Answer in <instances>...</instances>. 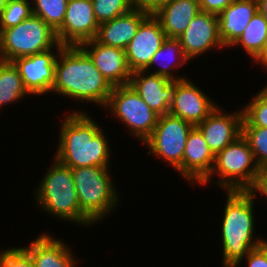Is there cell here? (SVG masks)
<instances>
[{"mask_svg":"<svg viewBox=\"0 0 267 267\" xmlns=\"http://www.w3.org/2000/svg\"><path fill=\"white\" fill-rule=\"evenodd\" d=\"M82 111H72L61 122L55 159L72 168H109L111 146L96 121Z\"/></svg>","mask_w":267,"mask_h":267,"instance_id":"1","label":"cell"},{"mask_svg":"<svg viewBox=\"0 0 267 267\" xmlns=\"http://www.w3.org/2000/svg\"><path fill=\"white\" fill-rule=\"evenodd\" d=\"M112 88L80 46H64L59 51L51 93L105 107Z\"/></svg>","mask_w":267,"mask_h":267,"instance_id":"2","label":"cell"},{"mask_svg":"<svg viewBox=\"0 0 267 267\" xmlns=\"http://www.w3.org/2000/svg\"><path fill=\"white\" fill-rule=\"evenodd\" d=\"M221 225L223 267H235L267 239L254 238V198L247 191H227Z\"/></svg>","mask_w":267,"mask_h":267,"instance_id":"3","label":"cell"},{"mask_svg":"<svg viewBox=\"0 0 267 267\" xmlns=\"http://www.w3.org/2000/svg\"><path fill=\"white\" fill-rule=\"evenodd\" d=\"M48 169L35 189L36 204L52 216L78 226L94 224L80 209L71 168L54 158Z\"/></svg>","mask_w":267,"mask_h":267,"instance_id":"4","label":"cell"},{"mask_svg":"<svg viewBox=\"0 0 267 267\" xmlns=\"http://www.w3.org/2000/svg\"><path fill=\"white\" fill-rule=\"evenodd\" d=\"M81 211L93 222H101L116 207L120 198L109 168H72Z\"/></svg>","mask_w":267,"mask_h":267,"instance_id":"5","label":"cell"},{"mask_svg":"<svg viewBox=\"0 0 267 267\" xmlns=\"http://www.w3.org/2000/svg\"><path fill=\"white\" fill-rule=\"evenodd\" d=\"M259 167L247 140L241 135L225 149L215 155L210 175L201 183L208 184L217 174L214 182L226 191H246L253 183Z\"/></svg>","mask_w":267,"mask_h":267,"instance_id":"6","label":"cell"},{"mask_svg":"<svg viewBox=\"0 0 267 267\" xmlns=\"http://www.w3.org/2000/svg\"><path fill=\"white\" fill-rule=\"evenodd\" d=\"M58 43L56 31L32 14L18 25L0 31V60L12 62L56 48Z\"/></svg>","mask_w":267,"mask_h":267,"instance_id":"7","label":"cell"},{"mask_svg":"<svg viewBox=\"0 0 267 267\" xmlns=\"http://www.w3.org/2000/svg\"><path fill=\"white\" fill-rule=\"evenodd\" d=\"M105 108L130 129V136L142 143L151 135L159 117L130 85L113 87Z\"/></svg>","mask_w":267,"mask_h":267,"instance_id":"8","label":"cell"},{"mask_svg":"<svg viewBox=\"0 0 267 267\" xmlns=\"http://www.w3.org/2000/svg\"><path fill=\"white\" fill-rule=\"evenodd\" d=\"M193 127L191 123L170 113L161 115L151 135L143 144L149 148L148 154L165 160L182 175L183 153Z\"/></svg>","mask_w":267,"mask_h":267,"instance_id":"9","label":"cell"},{"mask_svg":"<svg viewBox=\"0 0 267 267\" xmlns=\"http://www.w3.org/2000/svg\"><path fill=\"white\" fill-rule=\"evenodd\" d=\"M64 47L58 43L56 49L20 57L12 61L18 69L23 85L29 94L43 95L51 92L55 81V64L59 51ZM57 50V54L53 53Z\"/></svg>","mask_w":267,"mask_h":267,"instance_id":"10","label":"cell"},{"mask_svg":"<svg viewBox=\"0 0 267 267\" xmlns=\"http://www.w3.org/2000/svg\"><path fill=\"white\" fill-rule=\"evenodd\" d=\"M98 27L91 0H68L63 24L56 36L64 46H79L95 39Z\"/></svg>","mask_w":267,"mask_h":267,"instance_id":"11","label":"cell"},{"mask_svg":"<svg viewBox=\"0 0 267 267\" xmlns=\"http://www.w3.org/2000/svg\"><path fill=\"white\" fill-rule=\"evenodd\" d=\"M187 78L174 81V92L169 113L196 126L217 107L209 96Z\"/></svg>","mask_w":267,"mask_h":267,"instance_id":"12","label":"cell"},{"mask_svg":"<svg viewBox=\"0 0 267 267\" xmlns=\"http://www.w3.org/2000/svg\"><path fill=\"white\" fill-rule=\"evenodd\" d=\"M166 38L160 21L150 14L124 49L131 72L144 71Z\"/></svg>","mask_w":267,"mask_h":267,"instance_id":"13","label":"cell"},{"mask_svg":"<svg viewBox=\"0 0 267 267\" xmlns=\"http://www.w3.org/2000/svg\"><path fill=\"white\" fill-rule=\"evenodd\" d=\"M183 53L194 59L212 48H223L219 37L218 17L200 11L190 22L186 30L178 37Z\"/></svg>","mask_w":267,"mask_h":267,"instance_id":"14","label":"cell"},{"mask_svg":"<svg viewBox=\"0 0 267 267\" xmlns=\"http://www.w3.org/2000/svg\"><path fill=\"white\" fill-rule=\"evenodd\" d=\"M79 46L112 87L129 85L132 72L123 49L102 45L95 39L85 41Z\"/></svg>","mask_w":267,"mask_h":267,"instance_id":"15","label":"cell"},{"mask_svg":"<svg viewBox=\"0 0 267 267\" xmlns=\"http://www.w3.org/2000/svg\"><path fill=\"white\" fill-rule=\"evenodd\" d=\"M221 111L217 106L203 122L196 125L214 155L242 135V110L233 114Z\"/></svg>","mask_w":267,"mask_h":267,"instance_id":"16","label":"cell"},{"mask_svg":"<svg viewBox=\"0 0 267 267\" xmlns=\"http://www.w3.org/2000/svg\"><path fill=\"white\" fill-rule=\"evenodd\" d=\"M145 71L133 72L129 85L159 116L168 114L174 92V81Z\"/></svg>","mask_w":267,"mask_h":267,"instance_id":"17","label":"cell"},{"mask_svg":"<svg viewBox=\"0 0 267 267\" xmlns=\"http://www.w3.org/2000/svg\"><path fill=\"white\" fill-rule=\"evenodd\" d=\"M215 162V155L209 149L200 130L194 126L186 141L182 176L188 182L199 185L210 175Z\"/></svg>","mask_w":267,"mask_h":267,"instance_id":"18","label":"cell"},{"mask_svg":"<svg viewBox=\"0 0 267 267\" xmlns=\"http://www.w3.org/2000/svg\"><path fill=\"white\" fill-rule=\"evenodd\" d=\"M149 15L144 11L132 8L126 14L100 24L95 40L102 45L124 50L136 35L140 24Z\"/></svg>","mask_w":267,"mask_h":267,"instance_id":"19","label":"cell"},{"mask_svg":"<svg viewBox=\"0 0 267 267\" xmlns=\"http://www.w3.org/2000/svg\"><path fill=\"white\" fill-rule=\"evenodd\" d=\"M61 239L42 233L27 247H23L32 258L35 267H76L77 257Z\"/></svg>","mask_w":267,"mask_h":267,"instance_id":"20","label":"cell"},{"mask_svg":"<svg viewBox=\"0 0 267 267\" xmlns=\"http://www.w3.org/2000/svg\"><path fill=\"white\" fill-rule=\"evenodd\" d=\"M257 11V0H234L217 16L224 48L230 47L240 37Z\"/></svg>","mask_w":267,"mask_h":267,"instance_id":"21","label":"cell"},{"mask_svg":"<svg viewBox=\"0 0 267 267\" xmlns=\"http://www.w3.org/2000/svg\"><path fill=\"white\" fill-rule=\"evenodd\" d=\"M200 11L199 0H169L153 15L167 38H178Z\"/></svg>","mask_w":267,"mask_h":267,"instance_id":"22","label":"cell"},{"mask_svg":"<svg viewBox=\"0 0 267 267\" xmlns=\"http://www.w3.org/2000/svg\"><path fill=\"white\" fill-rule=\"evenodd\" d=\"M187 61L190 60L184 55L180 40L178 38H166L144 71L147 73L152 66L158 64L159 69L154 70L151 74L161 75L172 81H179L185 77H176L173 71L175 68L183 66L184 63H188Z\"/></svg>","mask_w":267,"mask_h":267,"instance_id":"23","label":"cell"},{"mask_svg":"<svg viewBox=\"0 0 267 267\" xmlns=\"http://www.w3.org/2000/svg\"><path fill=\"white\" fill-rule=\"evenodd\" d=\"M267 43V19L266 17L257 11L248 23L244 32L240 37L230 46L241 45L249 57L253 58V61L263 50Z\"/></svg>","mask_w":267,"mask_h":267,"instance_id":"24","label":"cell"},{"mask_svg":"<svg viewBox=\"0 0 267 267\" xmlns=\"http://www.w3.org/2000/svg\"><path fill=\"white\" fill-rule=\"evenodd\" d=\"M30 95L12 62L0 60V108ZM20 99V100H19Z\"/></svg>","mask_w":267,"mask_h":267,"instance_id":"25","label":"cell"},{"mask_svg":"<svg viewBox=\"0 0 267 267\" xmlns=\"http://www.w3.org/2000/svg\"><path fill=\"white\" fill-rule=\"evenodd\" d=\"M33 14L39 16L54 31L63 24L68 0H31Z\"/></svg>","mask_w":267,"mask_h":267,"instance_id":"26","label":"cell"},{"mask_svg":"<svg viewBox=\"0 0 267 267\" xmlns=\"http://www.w3.org/2000/svg\"><path fill=\"white\" fill-rule=\"evenodd\" d=\"M248 103L242 108V127L267 128V86L263 87Z\"/></svg>","mask_w":267,"mask_h":267,"instance_id":"27","label":"cell"},{"mask_svg":"<svg viewBox=\"0 0 267 267\" xmlns=\"http://www.w3.org/2000/svg\"><path fill=\"white\" fill-rule=\"evenodd\" d=\"M31 0H8L0 14V31L18 25L32 14Z\"/></svg>","mask_w":267,"mask_h":267,"instance_id":"28","label":"cell"},{"mask_svg":"<svg viewBox=\"0 0 267 267\" xmlns=\"http://www.w3.org/2000/svg\"><path fill=\"white\" fill-rule=\"evenodd\" d=\"M242 136L247 140L258 167H267V128L242 127Z\"/></svg>","mask_w":267,"mask_h":267,"instance_id":"29","label":"cell"},{"mask_svg":"<svg viewBox=\"0 0 267 267\" xmlns=\"http://www.w3.org/2000/svg\"><path fill=\"white\" fill-rule=\"evenodd\" d=\"M99 25L129 12L132 0H91Z\"/></svg>","mask_w":267,"mask_h":267,"instance_id":"30","label":"cell"},{"mask_svg":"<svg viewBox=\"0 0 267 267\" xmlns=\"http://www.w3.org/2000/svg\"><path fill=\"white\" fill-rule=\"evenodd\" d=\"M0 267H35V264L23 247H12L0 253Z\"/></svg>","mask_w":267,"mask_h":267,"instance_id":"31","label":"cell"},{"mask_svg":"<svg viewBox=\"0 0 267 267\" xmlns=\"http://www.w3.org/2000/svg\"><path fill=\"white\" fill-rule=\"evenodd\" d=\"M243 260L247 261L248 267H267V240L255 249H251L235 267H239Z\"/></svg>","mask_w":267,"mask_h":267,"instance_id":"32","label":"cell"},{"mask_svg":"<svg viewBox=\"0 0 267 267\" xmlns=\"http://www.w3.org/2000/svg\"><path fill=\"white\" fill-rule=\"evenodd\" d=\"M246 191L253 198L257 192H260L267 200V167L259 168L252 185Z\"/></svg>","mask_w":267,"mask_h":267,"instance_id":"33","label":"cell"},{"mask_svg":"<svg viewBox=\"0 0 267 267\" xmlns=\"http://www.w3.org/2000/svg\"><path fill=\"white\" fill-rule=\"evenodd\" d=\"M234 0H199L200 10L218 16Z\"/></svg>","mask_w":267,"mask_h":267,"instance_id":"34","label":"cell"},{"mask_svg":"<svg viewBox=\"0 0 267 267\" xmlns=\"http://www.w3.org/2000/svg\"><path fill=\"white\" fill-rule=\"evenodd\" d=\"M168 1L169 0H132V6L135 9L153 15Z\"/></svg>","mask_w":267,"mask_h":267,"instance_id":"35","label":"cell"},{"mask_svg":"<svg viewBox=\"0 0 267 267\" xmlns=\"http://www.w3.org/2000/svg\"><path fill=\"white\" fill-rule=\"evenodd\" d=\"M254 62L262 64V66L265 67L264 69H267V43L265 44L261 53L254 60Z\"/></svg>","mask_w":267,"mask_h":267,"instance_id":"36","label":"cell"},{"mask_svg":"<svg viewBox=\"0 0 267 267\" xmlns=\"http://www.w3.org/2000/svg\"><path fill=\"white\" fill-rule=\"evenodd\" d=\"M258 11L262 13L267 19V0H257Z\"/></svg>","mask_w":267,"mask_h":267,"instance_id":"37","label":"cell"},{"mask_svg":"<svg viewBox=\"0 0 267 267\" xmlns=\"http://www.w3.org/2000/svg\"><path fill=\"white\" fill-rule=\"evenodd\" d=\"M8 0H0V14L3 11L4 7L6 6Z\"/></svg>","mask_w":267,"mask_h":267,"instance_id":"38","label":"cell"}]
</instances>
